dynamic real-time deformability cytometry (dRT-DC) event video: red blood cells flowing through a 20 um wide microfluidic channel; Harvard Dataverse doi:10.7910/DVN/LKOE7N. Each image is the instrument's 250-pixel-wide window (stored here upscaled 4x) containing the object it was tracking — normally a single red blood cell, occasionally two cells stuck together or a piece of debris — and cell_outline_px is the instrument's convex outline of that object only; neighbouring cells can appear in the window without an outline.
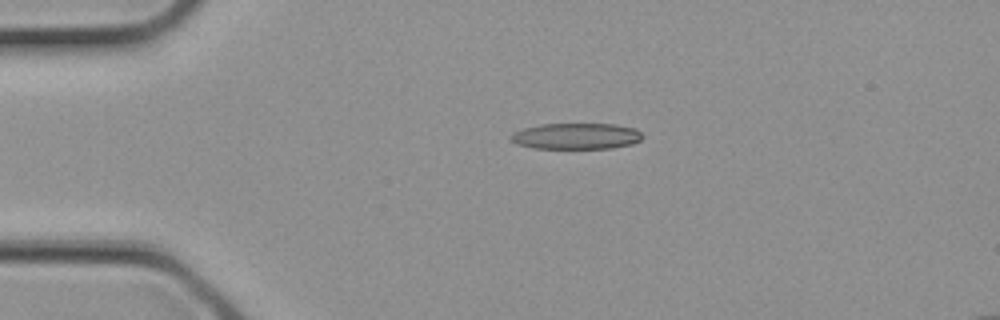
{"species": "common noctule bat (a hibernating species)", "species_latin": "Nyctalus noctula", "temperature_condition": "cold", "stored_images_in_passage": 2, "camera_frame_rate_fps": 3000, "um_per_image_px": 0.085, "animal": {"sex": "female", "body_mass_g": 21.9}, "frame": {"image": 1, "passage_image": 2, "time_ms": 0.333, "image_size_px": [1000, 320], "cell_outline_px": [[644, 136], [640, 140], [632, 144], [612, 148], [532, 148], [516, 144], [508, 136], [512, 132], [524, 128], [540, 124], [616, 124], [636, 128]], "centroid_in_image_um": [48.97, 11.57], "position_along_channel_um": 36.0, "area_um2": 20.17}}